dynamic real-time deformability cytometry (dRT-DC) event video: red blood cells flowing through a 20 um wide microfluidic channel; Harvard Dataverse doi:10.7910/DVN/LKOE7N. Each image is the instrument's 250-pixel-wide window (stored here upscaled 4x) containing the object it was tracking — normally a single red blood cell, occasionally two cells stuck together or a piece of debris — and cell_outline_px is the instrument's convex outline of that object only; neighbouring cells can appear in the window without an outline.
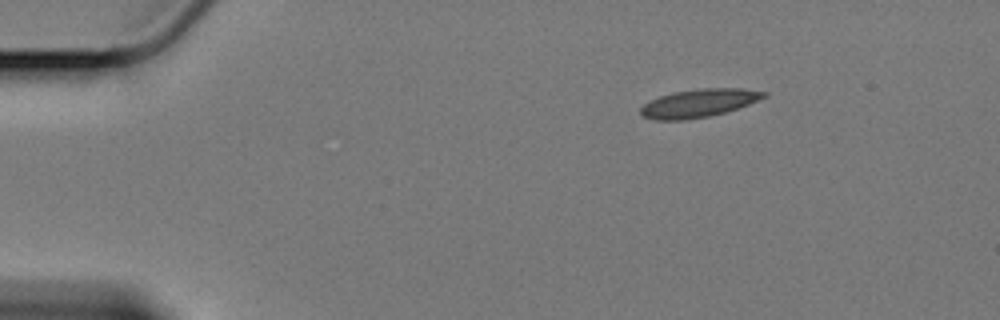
{"species": "Egyptian fruit bat (a non-hibernating species)", "species_latin": "Rousettus aegyptiacus", "temperature_condition": "cold", "stored_images_in_passage": 11, "camera_frame_rate_fps": 3000, "um_per_image_px": 0.085, "animal": {"sex": "female"}, "frame": {"image": 1, "passage_image": 1, "time_ms": 0.0, "image_size_px": [1000, 320], "cell_outline_px": [[768, 96], [748, 104], [724, 112], [708, 116], [684, 120], [656, 120], [644, 116], [640, 112], [640, 108], [648, 100], [672, 92], [700, 88], [744, 88], [768, 92]], "centroid_in_image_um": [59.4, 8.75], "position_along_channel_um": 25.6, "area_um2": 20.17}}
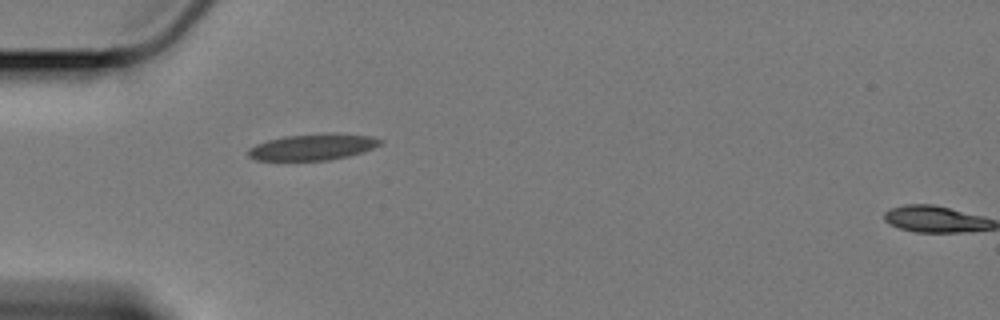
{"frame": {"image": 2, "passage_image": 10, "time_ms": 3.0, "image_size_px": [1000, 320], "cell_outline_px": [[384, 140], [380, 144], [372, 148], [348, 156], [328, 160], [256, 160], [248, 156], [248, 148], [256, 144], [268, 140], [284, 136], [324, 132], [332, 132], [372, 136]], "centroid_in_image_um": [26.59, 12.47], "position_along_channel_um": 58.4, "area_um2": 20.35}}